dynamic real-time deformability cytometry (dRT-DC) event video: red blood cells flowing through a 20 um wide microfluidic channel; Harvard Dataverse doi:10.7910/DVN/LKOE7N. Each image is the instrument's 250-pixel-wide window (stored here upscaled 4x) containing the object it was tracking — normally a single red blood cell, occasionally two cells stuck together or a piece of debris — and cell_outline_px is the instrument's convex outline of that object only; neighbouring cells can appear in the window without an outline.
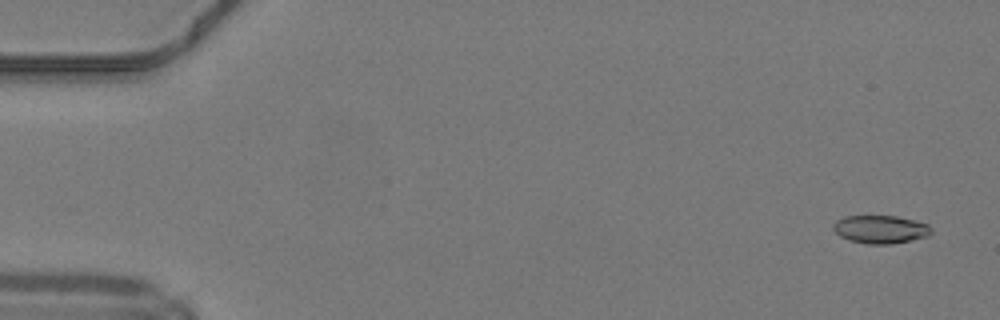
{"species": "common noctule bat (a hibernating species)", "species_latin": "Nyctalus noctula", "temperature_condition": "warm", "stored_images_in_passage": 50, "camera_frame_rate_fps": 3000, "um_per_image_px": 0.085, "animal": {"sex": "male", "body_mass_g": 19.2, "forearm_length_mm": 51.8}, "frame": {"image": 1, "passage_image": 3, "time_ms": 0.667, "image_size_px": [1000, 320], "cell_outline_px": [[932, 232], [928, 236], [892, 244], [868, 244], [848, 240], [840, 236], [832, 228], [832, 224], [836, 220], [844, 216], [896, 216], [916, 220], [928, 224], [932, 228]], "centroid_in_image_um": [74.84, 19.49], "position_along_channel_um": 10.2, "area_um2": 16.18}}
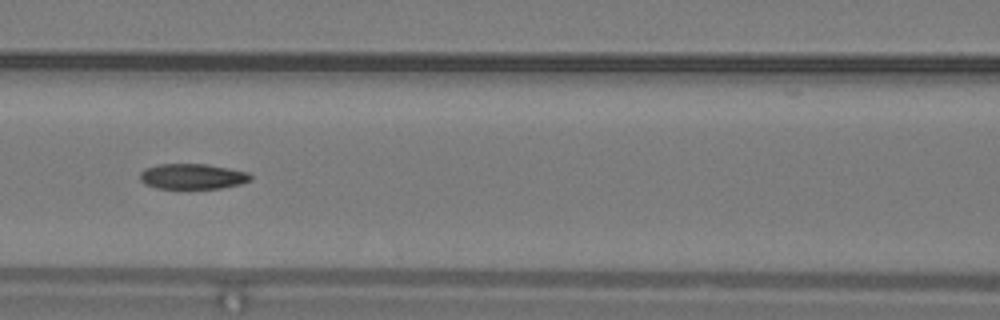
{"frame": {"image": 2, "passage_image": 23, "time_ms": 7.333, "image_size_px": [1000, 320], "cell_outline_px": [[252, 180], [240, 184], [220, 188], [156, 188], [144, 184], [140, 180], [140, 172], [144, 168], [160, 164], [208, 164], [248, 172], [252, 176]], "centroid_in_image_um": [16.35, 14.99], "position_along_channel_um": 150.2, "area_um2": 16.42}}
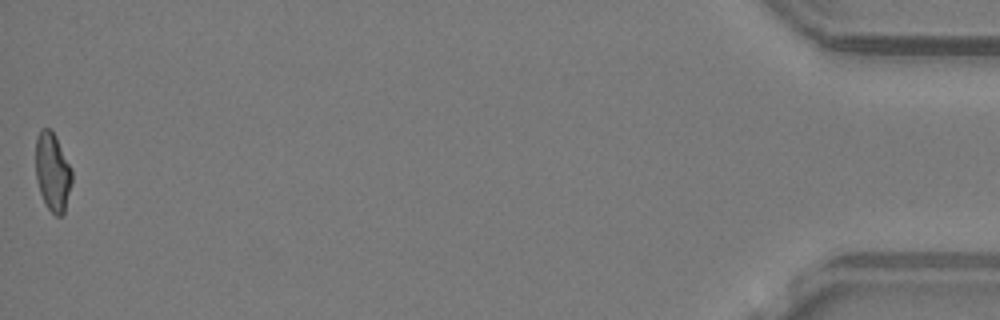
{"frame": {"image": 3, "passage_image": 50, "time_ms": 16.333, "image_size_px": [1000, 320], "cell_outline_px": [[72, 184], [64, 212], [60, 216], [56, 216], [48, 208], [40, 192], [36, 180], [36, 136], [40, 128], [48, 128], [56, 136], [72, 168]], "centroid_in_image_um": [4.48, 14.59], "position_along_channel_um": 430.7, "area_um2": 16.65}, "authors_computed_cell_mechanics": {"area_um2": 16.7331, "velocity_mm_per_s": 4.2233, "shape_relaxation_time_tau1_ms": null, "shape_relaxation_time_tau2_ms": 4.7557, "deformation_change_tau1": null, "deformation_change_tau2": 0.1206}}